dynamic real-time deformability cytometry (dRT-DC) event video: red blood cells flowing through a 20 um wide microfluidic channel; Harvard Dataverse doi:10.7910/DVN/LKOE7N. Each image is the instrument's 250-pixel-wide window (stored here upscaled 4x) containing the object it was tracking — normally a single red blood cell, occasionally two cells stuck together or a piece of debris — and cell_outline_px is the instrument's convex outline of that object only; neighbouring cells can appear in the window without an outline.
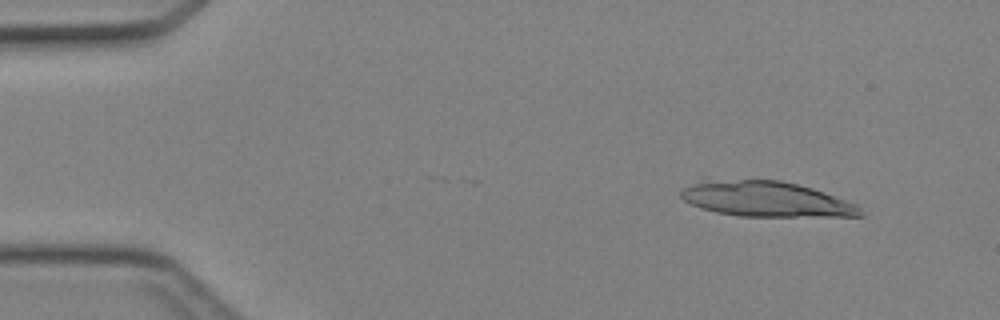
{"species": "Egyptian fruit bat (a non-hibernating species)", "species_latin": "Rousettus aegyptiacus", "temperature_condition": "cold", "stored_images_in_passage": 8, "camera_frame_rate_fps": 3000, "um_per_image_px": 0.085, "animal": {"sex": "female"}, "frame": {"image": 1, "passage_image": 1, "time_ms": 0.0, "image_size_px": [1000, 320], "cell_outline_px": [[864, 216], [740, 216], [716, 212], [700, 208], [684, 200], [680, 196], [680, 192], [684, 188], [700, 176], [704, 176], [780, 180], [812, 188], [856, 204], [860, 208]], "centroid_in_image_um": [64.95, 16.86], "position_along_channel_um": 20.0, "area_um2": 37.92}}